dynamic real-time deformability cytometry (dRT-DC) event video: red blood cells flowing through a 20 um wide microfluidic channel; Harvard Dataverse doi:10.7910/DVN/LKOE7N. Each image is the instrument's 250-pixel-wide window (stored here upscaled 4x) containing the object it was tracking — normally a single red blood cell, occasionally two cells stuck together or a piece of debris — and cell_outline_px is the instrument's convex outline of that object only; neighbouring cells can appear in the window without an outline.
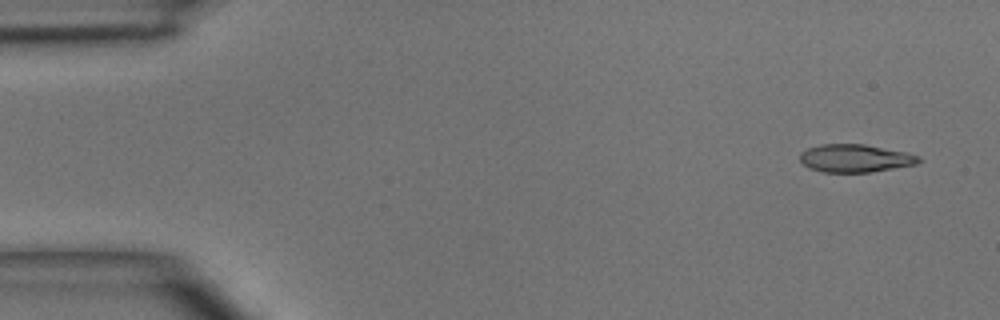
{"species": "common noctule bat (a hibernating species)", "species_latin": "Nyctalus noctula", "temperature_condition": "room temperature", "stored_images_in_passage": 3, "camera_frame_rate_fps": 3000, "um_per_image_px": 0.085, "animal": {"sex": "male", "body_mass_g": 15.6}, "frame": {"image": 1, "passage_image": 1, "time_ms": 0.0, "image_size_px": [1000, 320], "cell_outline_px": [[924, 160], [916, 164], [868, 172], [824, 172], [808, 168], [800, 160], [800, 152], [808, 148], [820, 144], [864, 144], [904, 152], [920, 156]], "centroid_in_image_um": [72.67, 13.45], "position_along_channel_um": 12.3, "area_um2": 19.19}}
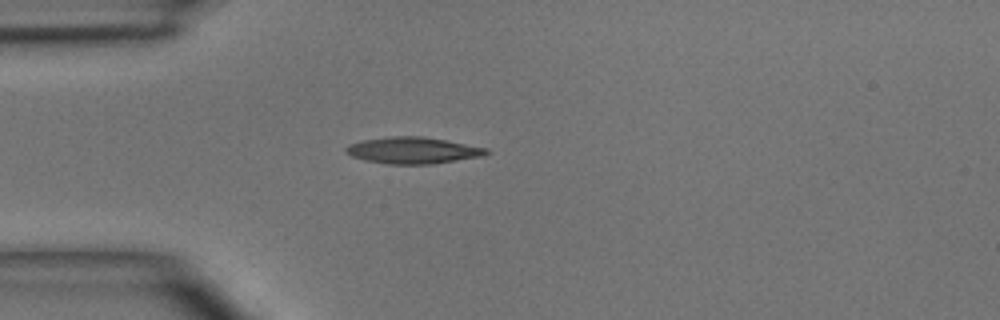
{"frame": {"image": 2, "passage_image": 3, "time_ms": 3.333, "image_size_px": [1000, 320], "cell_outline_px": [[492, 152], [484, 156], [432, 164], [388, 164], [364, 160], [352, 156], [344, 148], [348, 144], [364, 140], [392, 136], [420, 136], [444, 140], [488, 148]], "centroid_in_image_um": [35.13, 12.79], "position_along_channel_um": 49.9, "area_um2": 21.62}}